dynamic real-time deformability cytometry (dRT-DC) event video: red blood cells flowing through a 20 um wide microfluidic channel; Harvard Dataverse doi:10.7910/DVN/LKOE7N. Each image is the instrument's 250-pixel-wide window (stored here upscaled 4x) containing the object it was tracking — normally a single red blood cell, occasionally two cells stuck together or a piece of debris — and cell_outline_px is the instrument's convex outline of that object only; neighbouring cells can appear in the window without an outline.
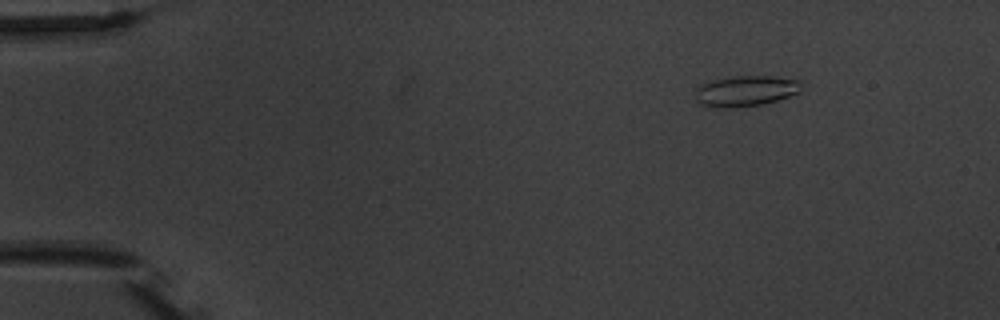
{"species": "common noctule bat (a hibernating species)", "species_latin": "Nyctalus noctula", "temperature_condition": "warm", "stored_images_in_passage": 6, "camera_frame_rate_fps": 3000, "um_per_image_px": 0.085, "animal": {"sex": "male", "body_mass_g": 20.1, "forearm_length_mm": 53.5}, "frame": {"image": 1, "passage_image": 3, "time_ms": 2.333, "image_size_px": [1000, 320], "cell_outline_px": [[800, 92], [764, 104], [728, 108], [720, 108], [700, 104], [696, 100], [696, 88], [700, 84], [716, 80], [740, 76], [768, 76], [800, 80]], "centroid_in_image_um": [63.37, 7.74], "position_along_channel_um": 21.6, "area_um2": 18.67}}
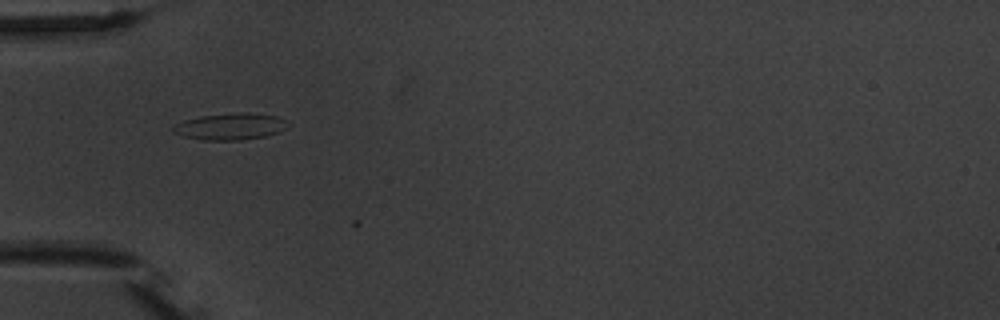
{"frame": {"image": 2, "passage_image": 6, "time_ms": 6.0, "image_size_px": [1000, 320], "cell_outline_px": [[288, 128], [280, 132], [264, 136], [236, 140], [204, 140], [184, 136], [172, 132], [172, 128], [176, 124], [184, 120], [200, 116], [240, 112], [248, 112], [276, 116], [284, 120]], "centroid_in_image_um": [19.57, 10.75], "position_along_channel_um": 65.4, "area_um2": 17.63}}